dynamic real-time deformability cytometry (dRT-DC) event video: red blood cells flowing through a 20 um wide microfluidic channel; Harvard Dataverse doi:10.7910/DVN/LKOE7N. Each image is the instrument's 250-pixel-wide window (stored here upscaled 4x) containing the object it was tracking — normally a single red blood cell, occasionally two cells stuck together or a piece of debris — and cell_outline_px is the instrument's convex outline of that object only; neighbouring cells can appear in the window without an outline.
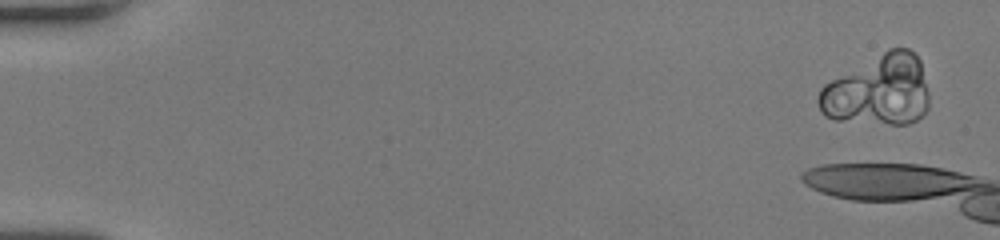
{"species": "human", "species_latin": "Homo sapiens", "temperature_condition": "room temperature", "stored_images_in_passage": 13, "camera_frame_rate_fps": 3000, "um_per_image_px": 0.085, "donor": {"sex": "female"}, "frame": {"image": 1, "passage_image": 4, "time_ms": 1.0, "image_size_px": [1000, 240], "cell_outline_px": [[928, 108], [916, 120], [908, 124], [888, 124], [836, 120], [824, 116], [820, 112], [816, 100], [816, 96], [820, 88], [824, 84], [888, 48], [908, 48], [920, 60], [928, 92]], "centroid_in_image_um": [74.62, 7.7], "position_along_channel_um": 10.4, "area_um2": 45.6}}